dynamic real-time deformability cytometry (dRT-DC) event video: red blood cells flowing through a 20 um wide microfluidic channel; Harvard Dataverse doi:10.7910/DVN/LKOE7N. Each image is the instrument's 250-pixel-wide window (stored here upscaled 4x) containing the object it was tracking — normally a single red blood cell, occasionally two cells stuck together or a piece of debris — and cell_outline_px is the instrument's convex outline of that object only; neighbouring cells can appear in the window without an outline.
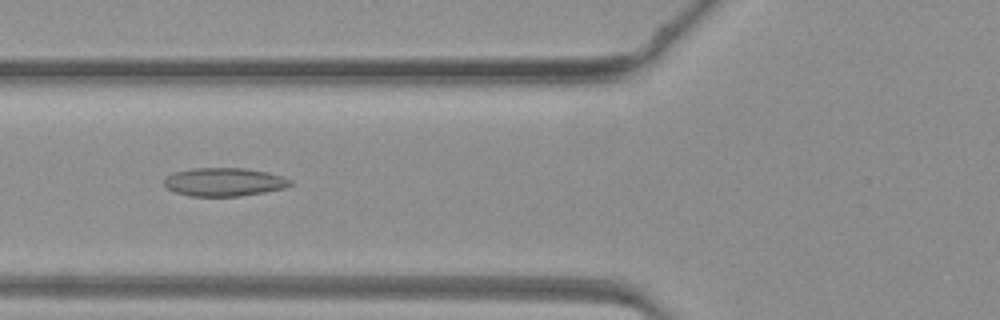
{"species": "common noctule bat (a hibernating species)", "species_latin": "Nyctalus noctula", "temperature_condition": "warm", "stored_images_in_passage": 48, "camera_frame_rate_fps": 3000, "um_per_image_px": 0.085, "animal": {"sex": "female", "body_mass_g": 19.3, "forearm_length_mm": 54.1}, "frame": {"image": 1, "passage_image": 19, "time_ms": 6.0, "image_size_px": [1000, 320], "cell_outline_px": [[292, 184], [284, 188], [264, 192], [240, 196], [192, 196], [176, 192], [168, 188], [164, 184], [164, 180], [172, 172], [192, 168], [244, 168], [268, 172], [292, 180]], "centroid_in_image_um": [19.05, 15.46], "position_along_channel_um": 106.8, "area_um2": 20.75}}
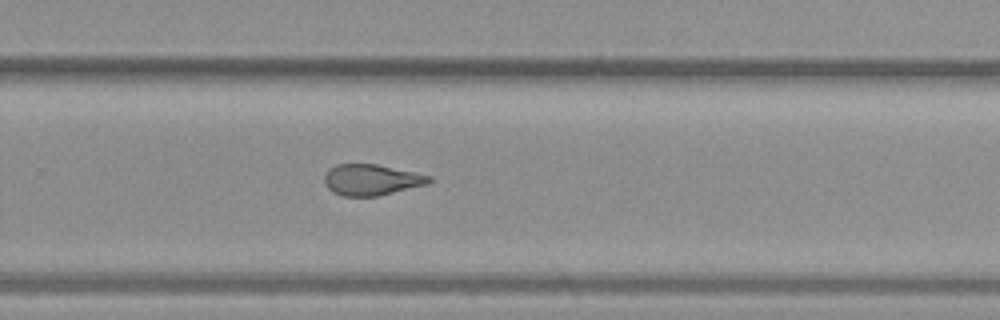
{"frame": {"image": 2, "passage_image": 32, "time_ms": 10.333, "image_size_px": [1000, 320], "cell_outline_px": [[432, 180], [428, 184], [380, 196], [344, 196], [332, 192], [324, 184], [324, 176], [336, 164], [376, 164], [432, 176]], "centroid_in_image_um": [31.59, 15.29], "position_along_channel_um": 298.2, "area_um2": 18.9}}
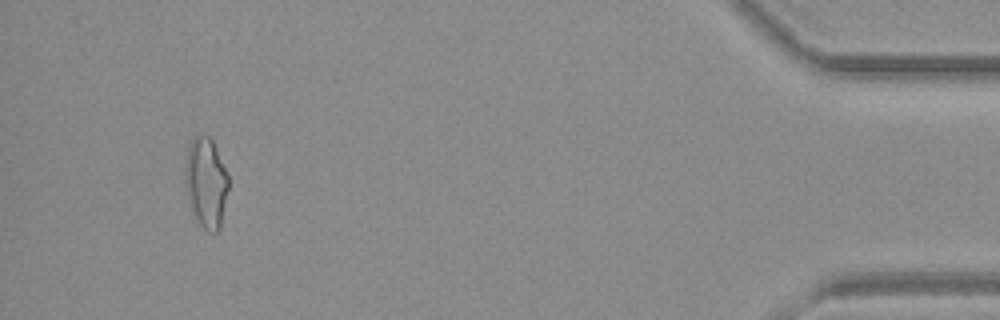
{"frame": {"image": 3, "passage_image": 45, "time_ms": 14.667, "image_size_px": [1000, 320], "cell_outline_px": [[228, 188], [220, 228], [216, 232], [208, 232], [200, 224], [192, 212], [188, 204], [184, 184], [184, 168], [188, 148], [192, 140], [196, 136], [208, 136], [212, 140], [228, 172]], "centroid_in_image_um": [17.49, 15.54], "position_along_channel_um": 417.7, "area_um2": 22.95}}